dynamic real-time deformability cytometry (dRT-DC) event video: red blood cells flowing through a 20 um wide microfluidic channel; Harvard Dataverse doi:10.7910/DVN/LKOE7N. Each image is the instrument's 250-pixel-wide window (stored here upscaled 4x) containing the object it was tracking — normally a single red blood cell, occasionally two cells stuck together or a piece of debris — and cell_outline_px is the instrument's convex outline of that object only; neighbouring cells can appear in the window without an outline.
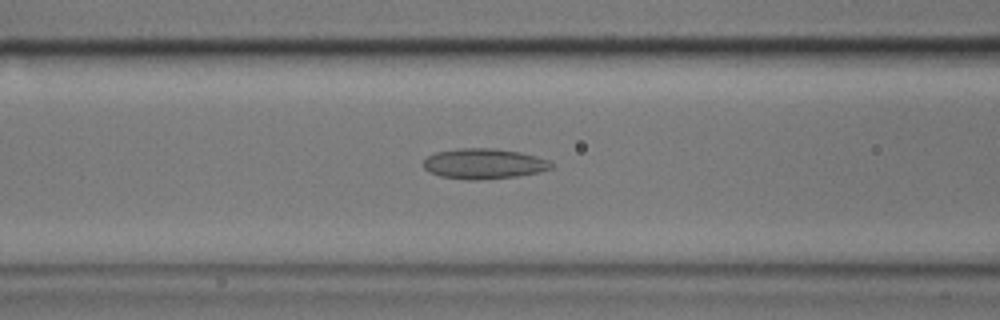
{"species": "common noctule bat (a hibernating species)", "species_latin": "Nyctalus noctula", "temperature_condition": "cold", "stored_images_in_passage": 48, "camera_frame_rate_fps": 3000, "um_per_image_px": 0.085, "animal": {"sex": "male", "body_mass_g": 17.9}, "frame": {"image": 1, "passage_image": 12, "time_ms": 3.667, "image_size_px": [1000, 320], "cell_outline_px": [[556, 164], [552, 168], [540, 172], [516, 176], [480, 180], [468, 180], [440, 176], [428, 172], [424, 168], [424, 160], [428, 156], [436, 152], [460, 148], [496, 148], [520, 152], [536, 156], [548, 160]], "centroid_in_image_um": [41.15, 13.92], "position_along_channel_um": 125.5, "area_um2": 22.77}}
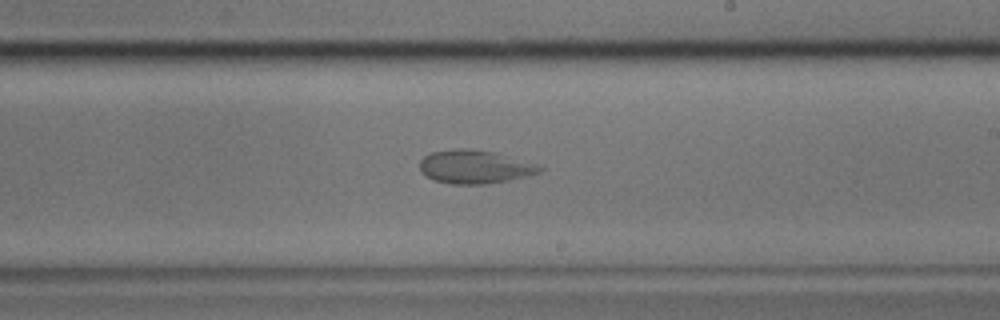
{"frame": {"image": 2, "passage_image": 23, "time_ms": 7.333, "image_size_px": [1000, 320], "cell_outline_px": [[544, 168], [540, 172], [508, 180], [488, 184], [448, 184], [432, 180], [420, 172], [420, 160], [424, 156], [432, 152], [456, 148], [468, 148], [496, 152], [540, 164]], "centroid_in_image_um": [40.35, 14.17], "position_along_channel_um": 248.7, "area_um2": 23.7}}
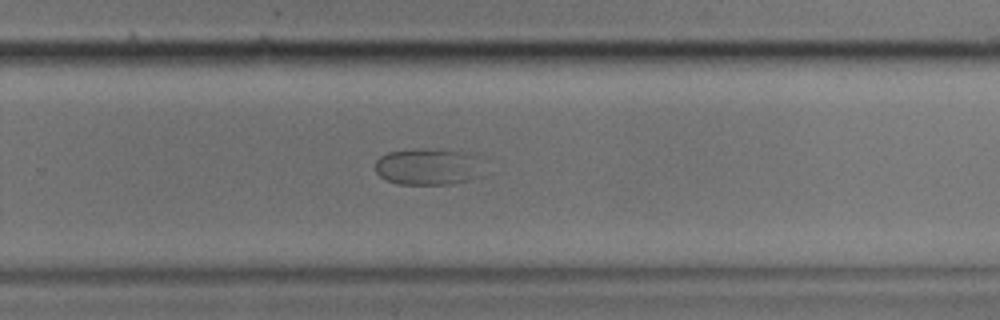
{"frame": {"image": 3, "passage_image": 27, "time_ms": 8.667, "image_size_px": [1000, 320], "cell_outline_px": [[480, 156], [468, 180], [448, 184], [396, 184], [380, 176], [376, 172], [376, 160], [380, 156], [388, 152], [416, 148], [424, 148], [468, 152]], "centroid_in_image_um": [36.23, 14.13], "position_along_channel_um": 293.6, "area_um2": 22.43}}